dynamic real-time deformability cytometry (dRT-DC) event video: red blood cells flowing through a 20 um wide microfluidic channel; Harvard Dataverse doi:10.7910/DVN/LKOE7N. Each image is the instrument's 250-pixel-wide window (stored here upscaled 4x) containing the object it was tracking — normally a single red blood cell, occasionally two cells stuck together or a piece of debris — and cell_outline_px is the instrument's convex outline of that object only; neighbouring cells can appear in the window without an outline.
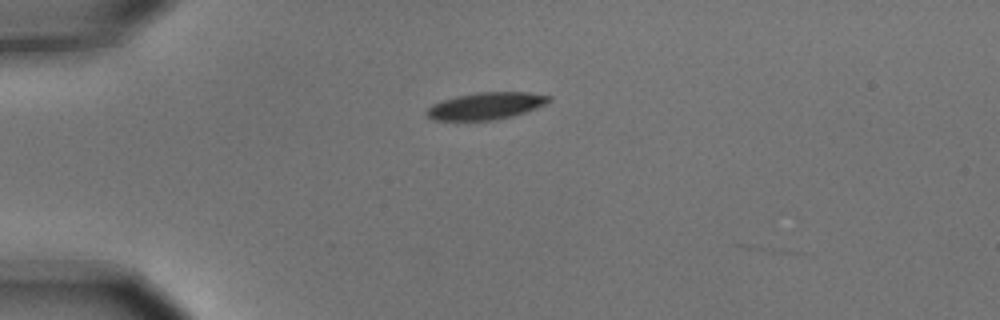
{"species": "common noctule bat (a hibernating species)", "species_latin": "Nyctalus noctula", "temperature_condition": "cold", "stored_images_in_passage": 1, "camera_frame_rate_fps": 3000, "um_per_image_px": 0.085, "animal": {"sex": "male", "body_mass_g": 15.6}, "frame": {"image": 1, "passage_image": 1, "time_ms": 0.0, "image_size_px": [1000, 320], "cell_outline_px": [[552, 100], [536, 108], [512, 116], [492, 120], [432, 120], [424, 112], [432, 104], [440, 100], [456, 96], [476, 92], [528, 92], [552, 96]], "centroid_in_image_um": [41.28, 8.99], "position_along_channel_um": 43.7, "area_um2": 19.31}}